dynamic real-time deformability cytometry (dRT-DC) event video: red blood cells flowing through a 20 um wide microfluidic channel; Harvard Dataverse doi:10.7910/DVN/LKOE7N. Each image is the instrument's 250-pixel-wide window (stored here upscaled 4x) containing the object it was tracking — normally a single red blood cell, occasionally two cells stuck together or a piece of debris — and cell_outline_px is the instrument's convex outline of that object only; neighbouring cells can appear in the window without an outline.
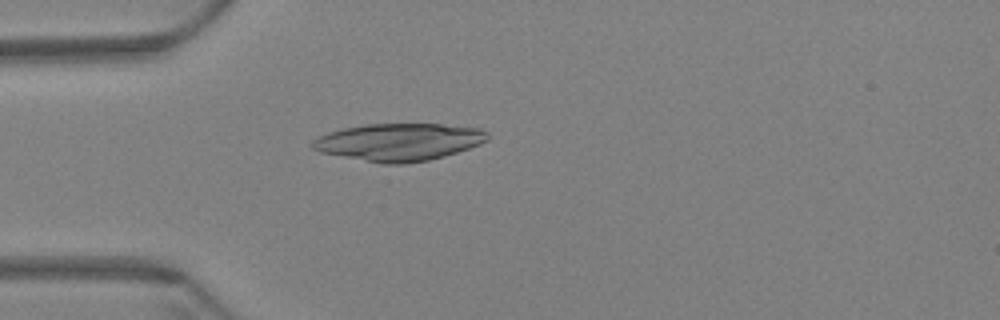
{"species": "Egyptian fruit bat (a non-hibernating species)", "species_latin": "Rousettus aegyptiacus", "temperature_condition": "warm", "stored_images_in_passage": 46, "camera_frame_rate_fps": 3000, "um_per_image_px": 0.085, "animal": {"sex": "female"}, "frame": {"image": 1, "passage_image": 4, "time_ms": 1.0, "image_size_px": [1000, 320], "cell_outline_px": [[488, 140], [480, 144], [444, 156], [428, 160], [404, 164], [384, 164], [320, 152], [312, 148], [312, 140], [316, 136], [328, 132], [344, 128], [368, 124], [440, 124], [480, 128], [488, 132]], "centroid_in_image_um": [33.89, 12.07], "position_along_channel_um": 51.1, "area_um2": 38.09}}
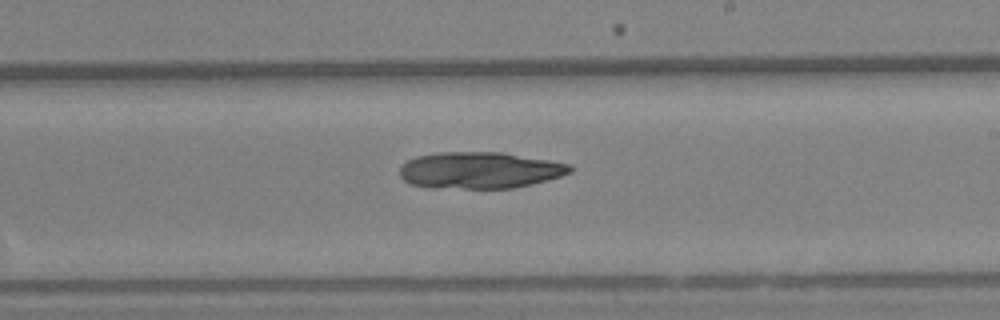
{"frame": {"image": 2, "passage_image": 22, "time_ms": 7.0, "image_size_px": [1000, 320], "cell_outline_px": [[572, 172], [548, 180], [532, 184], [512, 188], [464, 188], [412, 184], [404, 180], [400, 176], [400, 168], [408, 160], [416, 156], [440, 152], [504, 152], [572, 164]], "centroid_in_image_um": [40.85, 14.45], "position_along_channel_um": 248.1, "area_um2": 35.95}}
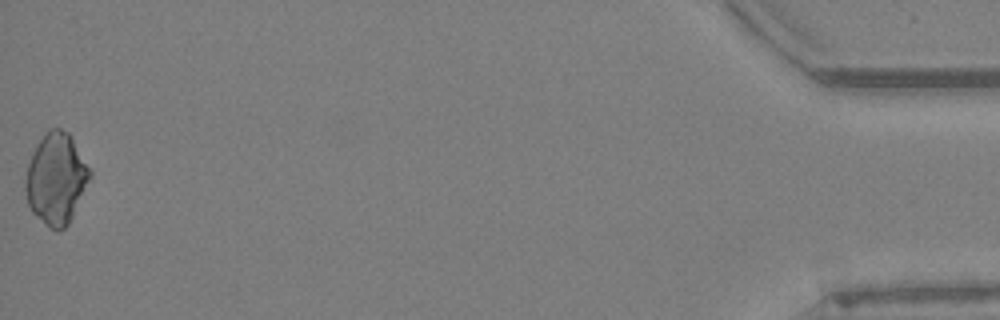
{"frame": {"image": 3, "passage_image": 46, "time_ms": 15.0, "image_size_px": [1000, 320], "cell_outline_px": [[92, 176], [68, 224], [60, 232], [56, 232], [48, 228], [32, 212], [28, 204], [24, 188], [24, 180], [28, 164], [32, 152], [36, 144], [48, 128], [60, 128], [68, 132], [72, 136], [92, 168]], "centroid_in_image_um": [4.78, 15.17], "position_along_channel_um": 430.4, "area_um2": 34.91}}